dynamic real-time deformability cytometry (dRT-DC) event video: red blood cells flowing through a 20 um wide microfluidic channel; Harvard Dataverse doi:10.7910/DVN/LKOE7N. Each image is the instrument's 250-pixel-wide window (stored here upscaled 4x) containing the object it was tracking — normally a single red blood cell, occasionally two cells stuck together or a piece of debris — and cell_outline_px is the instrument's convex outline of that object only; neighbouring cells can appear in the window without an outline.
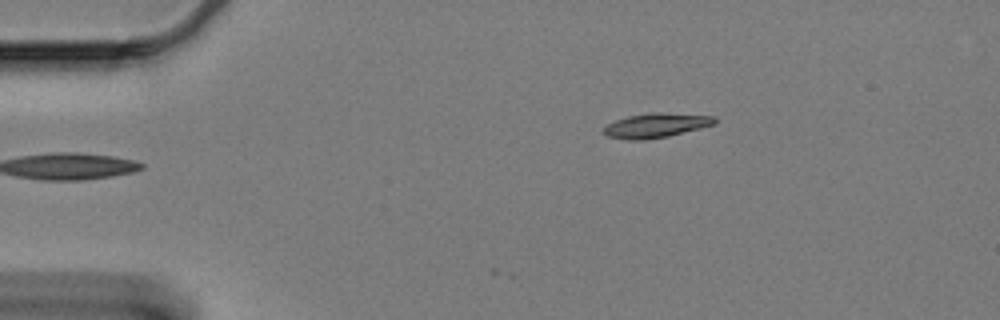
{"species": "Egyptian fruit bat (a non-hibernating species)", "species_latin": "Rousettus aegyptiacus", "temperature_condition": "cold", "stored_images_in_passage": 2, "camera_frame_rate_fps": 3000, "um_per_image_px": 0.085, "animal": {"sex": "female"}, "frame": {"image": 1, "passage_image": 2, "time_ms": 0.333, "image_size_px": [1000, 320], "cell_outline_px": [[716, 124], [668, 136], [644, 140], [632, 140], [608, 136], [604, 132], [604, 128], [608, 124], [616, 120], [628, 116], [716, 116]], "centroid_in_image_um": [55.72, 10.74], "position_along_channel_um": 29.3, "area_um2": 14.28}}